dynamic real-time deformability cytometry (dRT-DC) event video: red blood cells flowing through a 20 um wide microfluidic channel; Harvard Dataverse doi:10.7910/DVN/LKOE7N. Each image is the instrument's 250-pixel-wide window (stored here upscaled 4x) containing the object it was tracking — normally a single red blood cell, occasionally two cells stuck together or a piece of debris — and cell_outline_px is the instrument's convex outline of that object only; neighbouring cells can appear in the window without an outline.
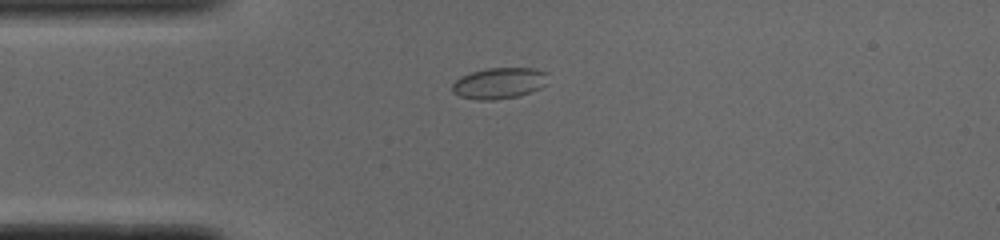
{"species": "common noctule bat (a hibernating species)", "species_latin": "Nyctalus noctula", "temperature_condition": "cold", "stored_images_in_passage": 40, "camera_frame_rate_fps": 3000, "um_per_image_px": 0.085, "animal": {"sex": "male", "body_mass_g": 19.0, "forearm_length_mm": 50.8}, "frame": {"image": 1, "passage_image": 1, "time_ms": 0.0, "image_size_px": [1000, 240], "cell_outline_px": [[548, 72], [544, 84], [540, 88], [516, 96], [492, 100], [476, 100], [460, 96], [452, 92], [452, 84], [460, 76], [472, 72], [488, 68], [532, 68]], "centroid_in_image_um": [42.39, 7.06], "position_along_channel_um": 42.6, "area_um2": 17.17}}
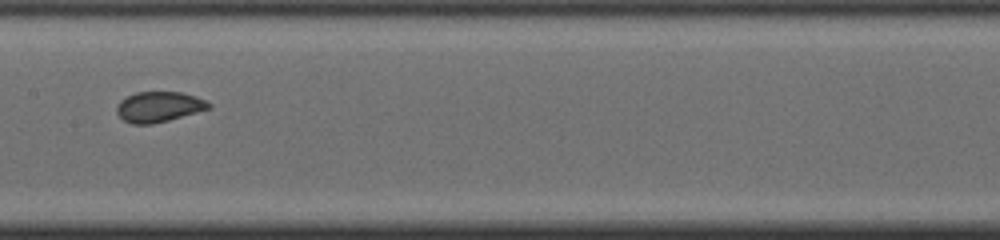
{"frame": {"image": 2, "passage_image": 14, "time_ms": 4.333, "image_size_px": [1000, 240], "cell_outline_px": [[212, 108], [168, 120], [152, 124], [132, 124], [124, 120], [116, 112], [116, 108], [120, 100], [136, 92], [180, 92], [196, 96], [212, 104]], "centroid_in_image_um": [13.51, 9.08], "position_along_channel_um": 193.9, "area_um2": 16.24}}
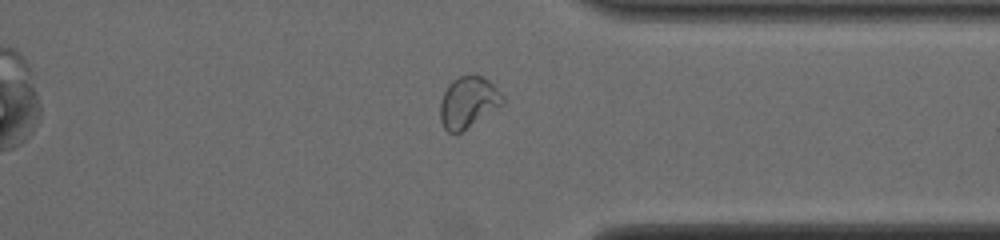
{"frame": {"image": 3, "passage_image": 28, "time_ms": 9.0, "image_size_px": [1000, 240], "cell_outline_px": [[504, 104], [460, 132], [448, 132], [444, 128], [440, 120], [440, 104], [444, 92], [448, 84], [452, 80], [460, 76], [472, 72], [476, 72], [484, 76], [504, 96]], "centroid_in_image_um": [39.8, 8.63], "position_along_channel_um": 371.6, "area_um2": 18.84}}